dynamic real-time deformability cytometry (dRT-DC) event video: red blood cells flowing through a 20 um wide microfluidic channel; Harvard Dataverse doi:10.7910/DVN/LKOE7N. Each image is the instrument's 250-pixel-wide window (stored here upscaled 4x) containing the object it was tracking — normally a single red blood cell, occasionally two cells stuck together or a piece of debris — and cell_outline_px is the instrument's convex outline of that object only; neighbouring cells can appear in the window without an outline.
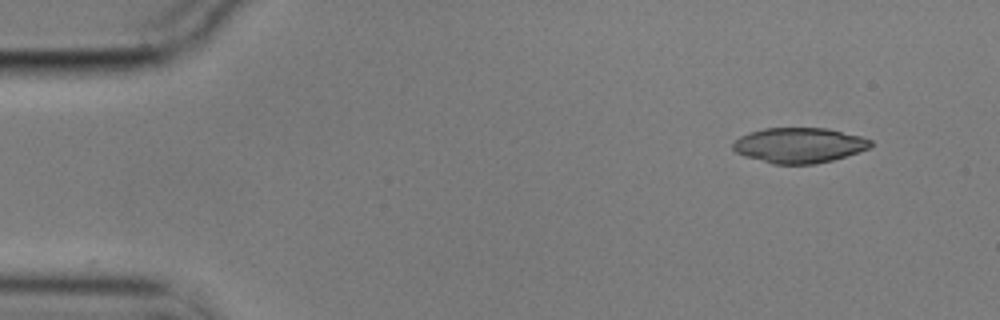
{"species": "common noctule bat (a hibernating species)", "species_latin": "Nyctalus noctula", "temperature_condition": "cold", "stored_images_in_passage": 7, "camera_frame_rate_fps": 3000, "um_per_image_px": 0.085, "animal": {"sex": "male", "body_mass_g": 17.9}, "frame": {"image": 1, "passage_image": 1, "time_ms": 0.0, "image_size_px": [1000, 320], "cell_outline_px": [[872, 144], [868, 148], [832, 160], [816, 164], [772, 164], [744, 156], [736, 152], [732, 148], [732, 144], [740, 136], [748, 132], [764, 128], [828, 128], [860, 136], [872, 140]], "centroid_in_image_um": [67.89, 12.34], "position_along_channel_um": 17.1, "area_um2": 28.21}}